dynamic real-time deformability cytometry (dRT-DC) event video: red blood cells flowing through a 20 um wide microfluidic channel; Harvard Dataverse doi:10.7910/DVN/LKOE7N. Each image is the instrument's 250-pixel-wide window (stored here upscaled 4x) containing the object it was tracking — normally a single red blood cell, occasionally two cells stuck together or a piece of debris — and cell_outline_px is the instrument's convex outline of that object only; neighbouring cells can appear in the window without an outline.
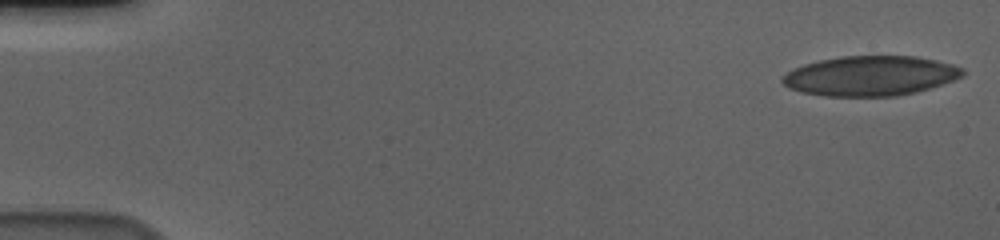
{"species": "human", "species_latin": "Homo sapiens", "temperature_condition": "cold", "stored_images_in_passage": 56, "camera_frame_rate_fps": 3000, "um_per_image_px": 0.085, "donor": {"sex": "male"}, "frame": {"image": 1, "passage_image": 1, "time_ms": 0.0, "image_size_px": [1000, 240], "cell_outline_px": [[964, 76], [916, 92], [896, 96], [828, 96], [800, 92], [788, 88], [780, 80], [780, 76], [792, 68], [804, 64], [820, 60], [844, 56], [916, 56], [936, 60], [952, 64], [964, 68]], "centroid_in_image_um": [73.94, 6.44], "position_along_channel_um": 11.1, "area_um2": 41.96}}
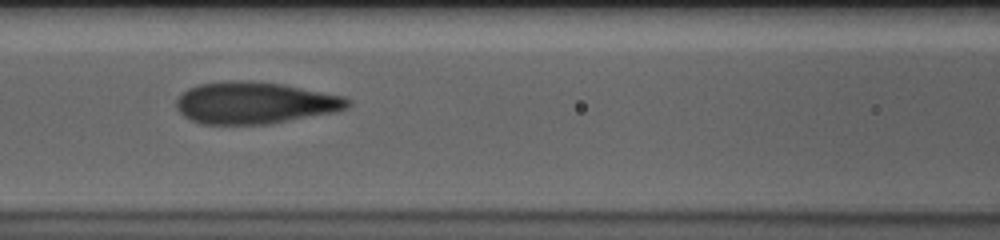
{"frame": {"image": 2, "passage_image": 25, "time_ms": 8.0, "image_size_px": [1000, 240], "cell_outline_px": [[352, 104], [348, 108], [332, 112], [268, 124], [200, 124], [184, 116], [176, 108], [176, 96], [188, 88], [200, 84], [236, 80], [284, 84], [344, 96], [352, 100]], "centroid_in_image_um": [21.65, 8.74], "position_along_channel_um": 145.0, "area_um2": 41.73}}
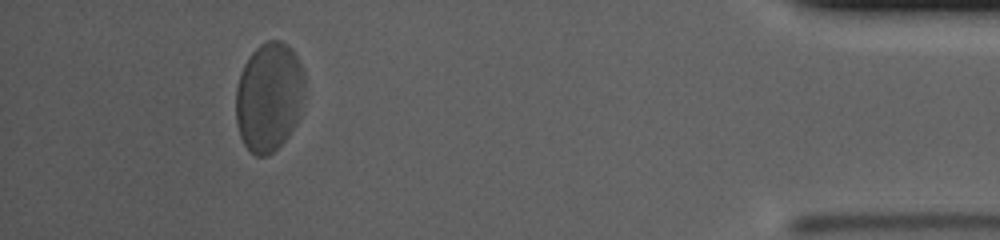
{"frame": {"image": 3, "passage_image": 52, "time_ms": 17.0, "image_size_px": [1000, 240], "cell_outline_px": [[304, 96], [300, 116], [296, 124], [288, 136], [272, 152], [264, 156], [256, 156], [244, 144], [240, 136], [236, 124], [236, 88], [240, 72], [248, 56], [260, 44], [268, 40], [280, 40], [288, 44], [292, 48], [304, 72]], "centroid_in_image_um": [22.87, 8.21], "position_along_channel_um": 412.3, "area_um2": 44.22}, "authors_computed_cell_mechanics": {"area_um2": 42.3674, "velocity_mm_per_s": 3.593, "shape_relaxation_time_tau1_ms": 3.5652, "shape_relaxation_time_tau2_ms": 0.9363, "deformation_change_tau1": 0.1198, "deformation_change_tau2": 0.0824}}